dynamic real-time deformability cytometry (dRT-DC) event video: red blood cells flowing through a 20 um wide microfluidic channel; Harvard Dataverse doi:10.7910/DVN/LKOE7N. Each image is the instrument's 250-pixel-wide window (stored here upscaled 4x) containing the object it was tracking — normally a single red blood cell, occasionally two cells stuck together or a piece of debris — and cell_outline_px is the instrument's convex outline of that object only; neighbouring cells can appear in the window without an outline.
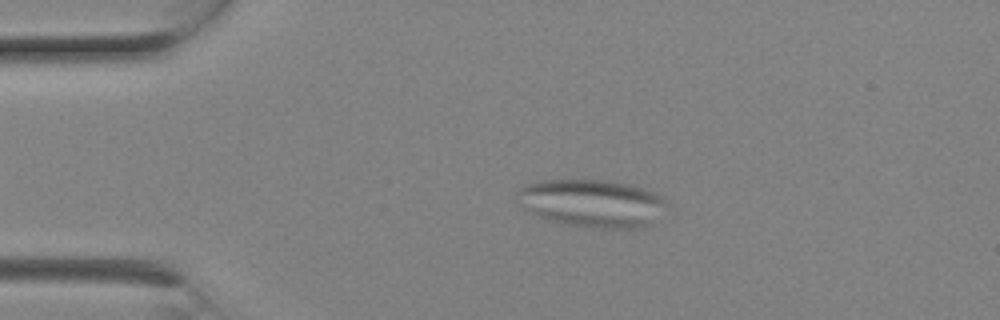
{"species": "Egyptian fruit bat (a non-hibernating species)", "species_latin": "Rousettus aegyptiacus", "temperature_condition": "room temperature", "stored_images_in_passage": 7, "camera_frame_rate_fps": 3000, "um_per_image_px": 0.085, "animal": {"sex": "female"}, "frame": {"image": 1, "passage_image": 4, "time_ms": 1.0, "image_size_px": [1000, 320], "cell_outline_px": [[668, 204], [652, 224], [640, 228], [604, 228], [568, 224], [552, 220], [540, 216], [516, 204], [516, 192], [524, 184], [540, 180], [612, 180], [644, 188], [668, 200]], "centroid_in_image_um": [50.32, 17.25], "position_along_channel_um": 34.7, "area_um2": 41.67}}
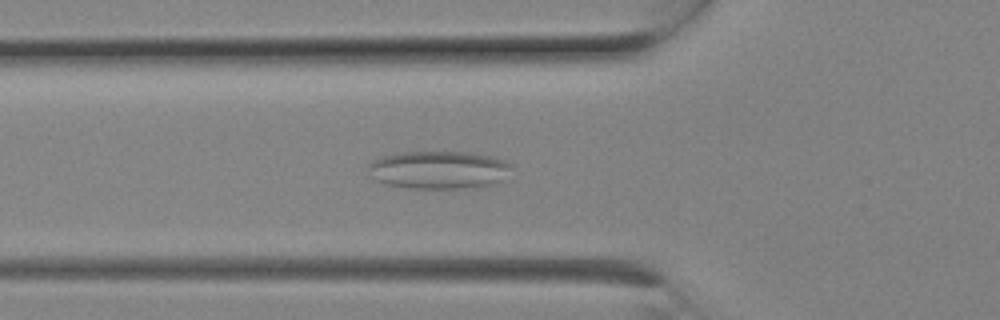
{"frame": {"image": 2, "passage_image": 7, "time_ms": 2.0, "image_size_px": [1000, 320], "cell_outline_px": [[512, 164], [500, 180], [492, 184], [460, 188], [412, 188], [388, 184], [376, 180], [368, 176], [368, 164], [372, 160], [380, 156], [400, 152], [472, 152], [504, 160]], "centroid_in_image_um": [37.19, 14.42], "position_along_channel_um": 88.6, "area_um2": 31.39}}